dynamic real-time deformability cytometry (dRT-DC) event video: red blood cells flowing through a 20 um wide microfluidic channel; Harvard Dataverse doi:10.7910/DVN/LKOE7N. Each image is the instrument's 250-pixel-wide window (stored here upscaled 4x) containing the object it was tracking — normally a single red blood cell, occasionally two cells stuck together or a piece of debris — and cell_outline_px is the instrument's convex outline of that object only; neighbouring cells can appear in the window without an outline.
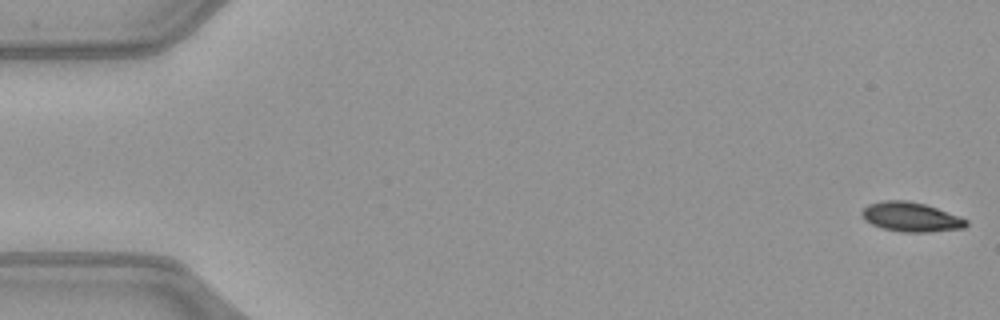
{"species": "common noctule bat (a hibernating species)", "species_latin": "Nyctalus noctula", "temperature_condition": "warm", "stored_images_in_passage": 51, "camera_frame_rate_fps": 3000, "um_per_image_px": 0.085, "animal": {"sex": "female", "body_mass_g": 21.9}, "frame": {"image": 1, "passage_image": 1, "time_ms": 0.0, "image_size_px": [1000, 320], "cell_outline_px": [[968, 224], [964, 228], [928, 232], [904, 232], [884, 228], [872, 224], [864, 220], [860, 212], [868, 204], [884, 200], [908, 200], [924, 204], [936, 208], [968, 220]], "centroid_in_image_um": [77.41, 18.44], "position_along_channel_um": 7.6, "area_um2": 17.74}}
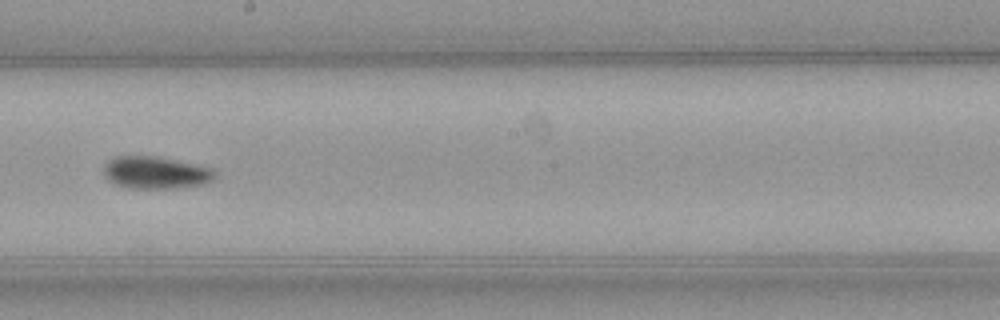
{"frame": {"image": 2, "passage_image": 29, "time_ms": 9.333, "image_size_px": [1000, 320], "cell_outline_px": [[216, 176], [212, 180], [204, 184], [176, 188], [128, 188], [116, 184], [108, 180], [104, 176], [104, 164], [108, 160], [116, 156], [156, 156], [196, 164], [212, 168], [216, 172]], "centroid_in_image_um": [13.23, 14.67], "position_along_channel_um": 235.0, "area_um2": 21.04}}
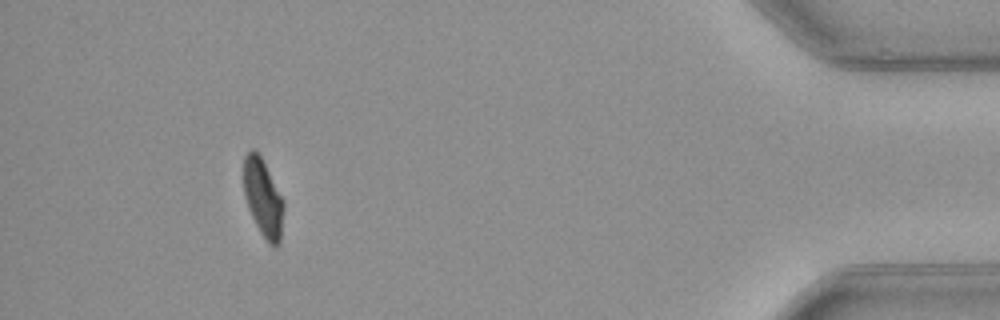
{"frame": {"image": 3, "passage_image": 47, "time_ms": 15.333, "image_size_px": [1000, 320], "cell_outline_px": [[284, 208], [280, 244], [276, 248], [268, 244], [260, 232], [248, 208], [244, 196], [244, 156], [252, 148], [256, 148], [284, 200]], "centroid_in_image_um": [22.37, 16.85], "position_along_channel_um": 412.8, "area_um2": 18.26}, "authors_computed_cell_mechanics": {"area_um2": 19.1896, "velocity_mm_per_s": 4.0554, "shape_relaxation_time_tau1_ms": 8.7248, "shape_relaxation_time_tau2_ms": null, "deformation_change_tau1": 0.2121, "deformation_change_tau2": null}}